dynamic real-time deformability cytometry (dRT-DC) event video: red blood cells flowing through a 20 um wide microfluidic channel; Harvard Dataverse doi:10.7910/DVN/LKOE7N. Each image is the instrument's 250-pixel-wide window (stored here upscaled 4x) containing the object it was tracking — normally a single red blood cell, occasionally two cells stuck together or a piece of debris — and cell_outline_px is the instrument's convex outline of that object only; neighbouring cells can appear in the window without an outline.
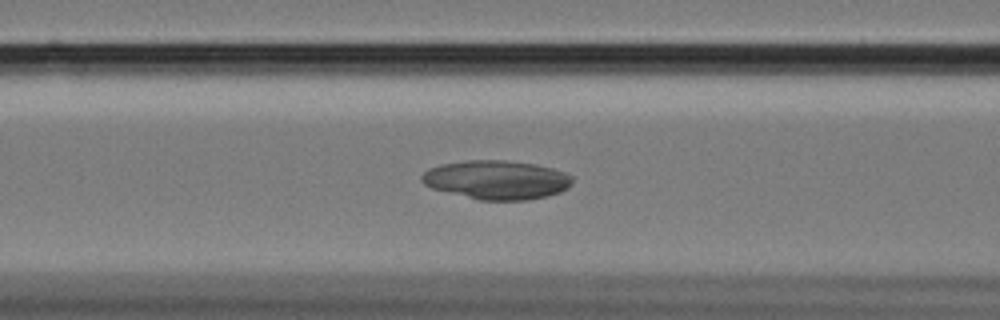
{"species": "Egyptian fruit bat (a non-hibernating species)", "species_latin": "Rousettus aegyptiacus", "temperature_condition": "cold", "stored_images_in_passage": 58, "camera_frame_rate_fps": 3000, "um_per_image_px": 0.085, "animal": {"sex": "female"}, "frame": {"image": 1, "passage_image": 24, "time_ms": 7.667, "image_size_px": [1000, 320], "cell_outline_px": [[572, 184], [568, 188], [560, 192], [548, 196], [528, 200], [480, 200], [432, 188], [424, 184], [420, 180], [420, 176], [428, 168], [440, 164], [468, 160], [504, 160], [532, 164], [552, 168], [564, 172], [572, 176]], "centroid_in_image_um": [42.21, 15.29], "position_along_channel_um": 124.4, "area_um2": 34.16}}
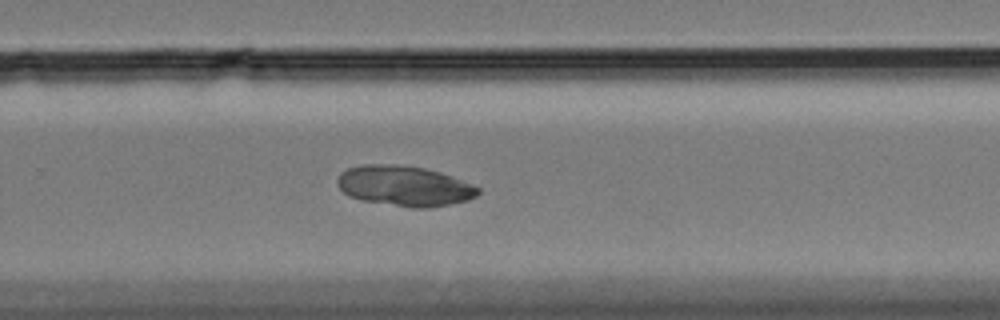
{"frame": {"image": 2, "passage_image": 39, "time_ms": 12.667, "image_size_px": [1000, 320], "cell_outline_px": [[480, 192], [476, 196], [468, 200], [432, 208], [412, 208], [360, 200], [348, 196], [336, 184], [336, 180], [340, 172], [348, 168], [364, 164], [400, 164], [424, 168], [440, 172], [452, 176], [472, 184], [480, 188]], "centroid_in_image_um": [34.36, 15.81], "position_along_channel_um": 295.4, "area_um2": 33.41}}
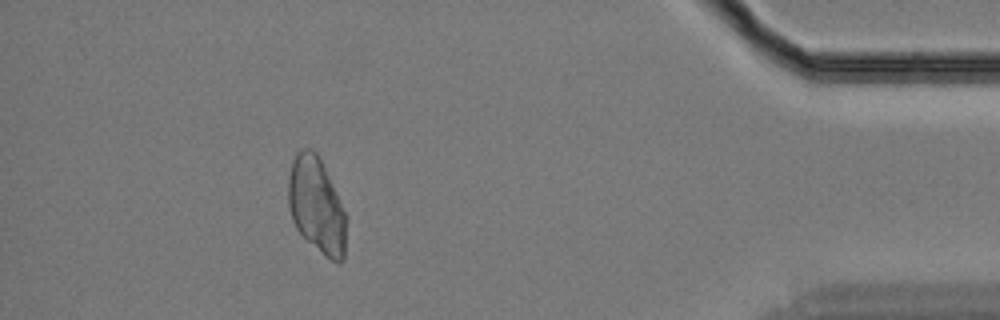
{"frame": {"image": 3, "passage_image": 53, "time_ms": 17.333, "image_size_px": [1000, 320], "cell_outline_px": [[348, 216], [344, 260], [332, 260], [308, 240], [296, 228], [292, 220], [288, 208], [288, 176], [292, 160], [296, 152], [300, 148], [312, 148], [316, 152]], "centroid_in_image_um": [26.9, 17.42], "position_along_channel_um": 408.3, "area_um2": 32.31}}